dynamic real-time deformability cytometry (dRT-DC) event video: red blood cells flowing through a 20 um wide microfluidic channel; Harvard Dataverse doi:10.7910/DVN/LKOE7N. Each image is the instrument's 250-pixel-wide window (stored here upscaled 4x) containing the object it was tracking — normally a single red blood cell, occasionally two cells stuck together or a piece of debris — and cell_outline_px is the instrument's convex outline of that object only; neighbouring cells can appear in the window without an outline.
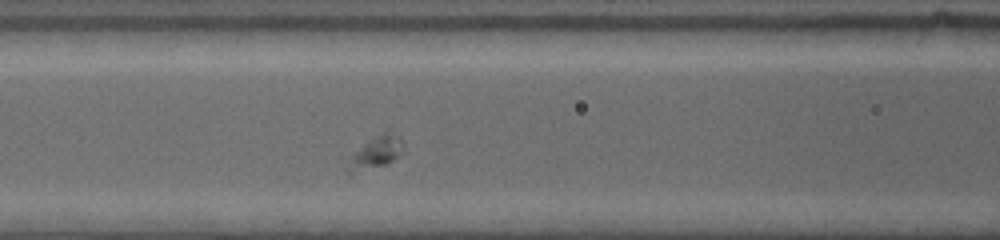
{"species": "common noctule bat (a hibernating species)", "species_latin": "Nyctalus noctula", "temperature_condition": "warm", "stored_images_in_passage": 30, "camera_frame_rate_fps": 5000, "um_per_image_px": 0.085, "animal": {"sex": "female", "body_mass_g": 19.0, "forearm_length_mm": 53.3}, "frame": {"image": 1, "passage_image": 9, "time_ms": 3.2, "image_size_px": [1000, 240], "cell_outline_px": [[404, 144], [400, 156], [384, 164], [348, 176], [348, 168], [352, 156], [368, 140], [388, 128], [400, 136], [404, 140]], "centroid_in_image_um": [32.02, 12.92], "position_along_channel_um": 134.6, "area_um2": 10.46}}
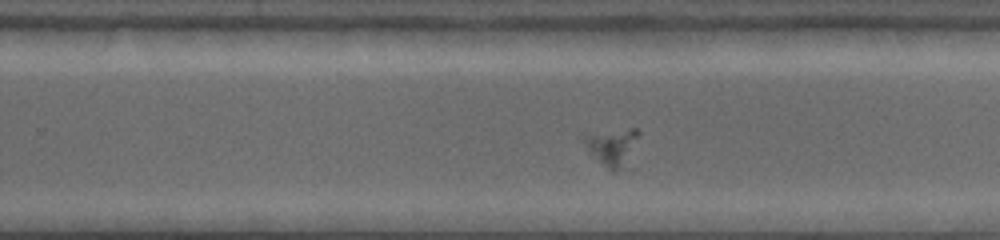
{"frame": {"image": 2, "passage_image": 21, "time_ms": 7.0, "image_size_px": [1000, 240], "cell_outline_px": [[640, 132], [616, 172], [612, 172], [576, 136], [580, 132], [632, 128], [636, 128]], "centroid_in_image_um": [51.85, 12.32], "position_along_channel_um": 278.0, "area_um2": 11.21}}
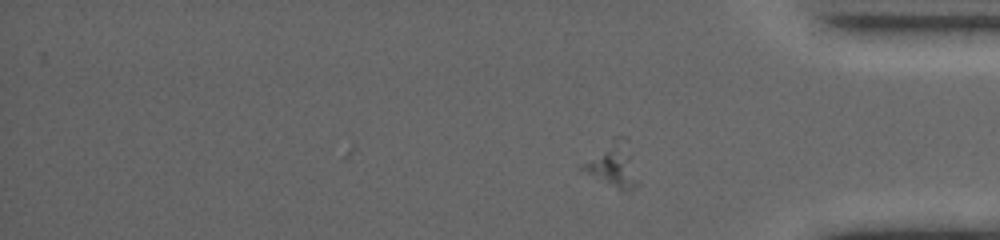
{"frame": {"image": 3, "passage_image": 30, "time_ms": 10.0, "image_size_px": [1000, 240], "cell_outline_px": [[640, 184], [632, 188], [620, 188], [580, 172], [580, 164], [616, 136], [628, 136]], "centroid_in_image_um": [52.13, 13.95], "position_along_channel_um": 383.1, "area_um2": 14.39}}